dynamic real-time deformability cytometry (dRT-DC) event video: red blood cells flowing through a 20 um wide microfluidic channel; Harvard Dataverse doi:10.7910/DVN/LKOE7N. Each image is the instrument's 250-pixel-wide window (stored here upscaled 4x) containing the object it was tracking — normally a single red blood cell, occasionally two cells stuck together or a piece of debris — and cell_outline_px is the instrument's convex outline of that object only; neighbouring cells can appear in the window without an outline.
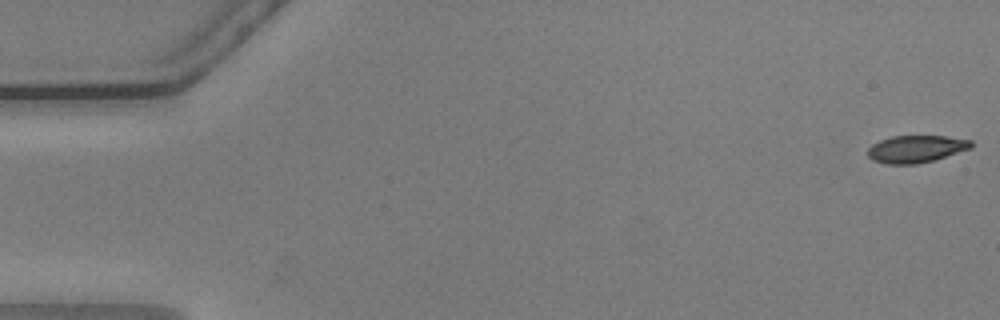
{"species": "common noctule bat (a hibernating species)", "species_latin": "Nyctalus noctula", "temperature_condition": "warm", "stored_images_in_passage": 57, "camera_frame_rate_fps": 3000, "um_per_image_px": 0.085, "animal": {"sex": "male", "body_mass_g": 20.5, "forearm_length_mm": 52.5}, "frame": {"image": 1, "passage_image": 1, "time_ms": 0.0, "image_size_px": [1000, 320], "cell_outline_px": [[972, 148], [932, 160], [916, 164], [888, 164], [872, 160], [868, 156], [868, 148], [872, 144], [880, 140], [892, 136], [948, 136], [972, 140]], "centroid_in_image_um": [77.86, 12.65], "position_along_channel_um": 7.1, "area_um2": 16.36}}
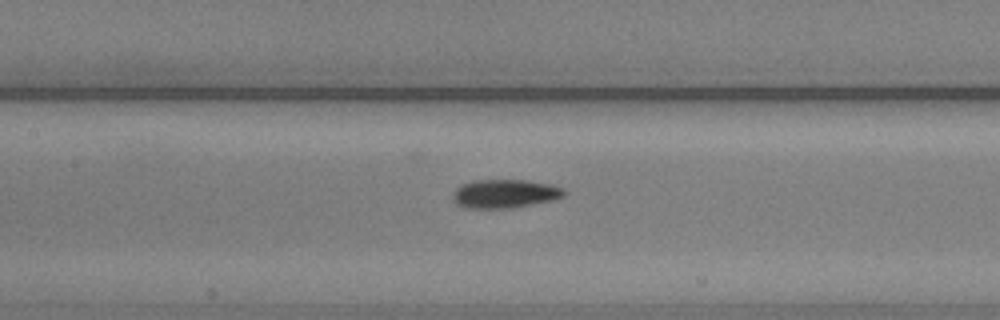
{"frame": {"image": 2, "passage_image": 26, "time_ms": 8.333, "image_size_px": [1000, 320], "cell_outline_px": [[568, 192], [564, 196], [552, 200], [512, 208], [464, 208], [456, 204], [452, 196], [452, 192], [460, 184], [472, 180], [528, 180], [552, 184], [564, 188]], "centroid_in_image_um": [42.91, 16.45], "position_along_channel_um": 164.5, "area_um2": 18.9}}
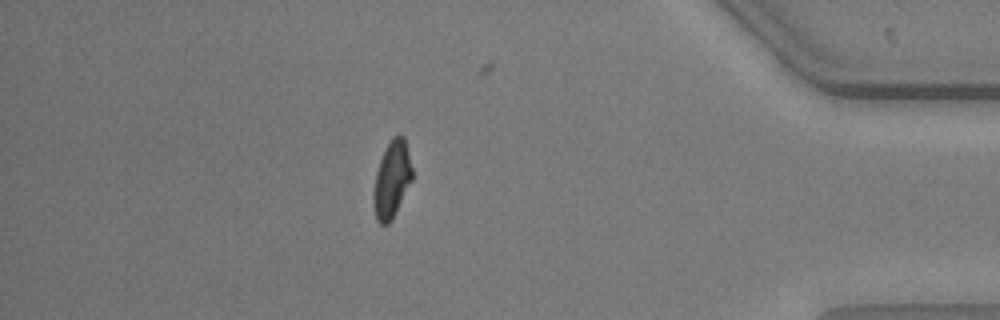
{"frame": {"image": 3, "passage_image": 49, "time_ms": 16.0, "image_size_px": [1000, 320], "cell_outline_px": [[412, 180], [392, 220], [388, 224], [380, 224], [376, 220], [372, 204], [372, 192], [376, 172], [380, 160], [392, 136], [404, 136], [412, 168]], "centroid_in_image_um": [33.28, 15.31], "position_along_channel_um": 401.9, "area_um2": 17.34}, "authors_computed_cell_mechanics": {"area_um2": 17.5712, "velocity_mm_per_s": 3.6214, "shape_relaxation_time_tau1_ms": 3.5103, "shape_relaxation_time_tau2_ms": 5.1887, "deformation_change_tau1": 0.1454, "deformation_change_tau2": 0.0949}}